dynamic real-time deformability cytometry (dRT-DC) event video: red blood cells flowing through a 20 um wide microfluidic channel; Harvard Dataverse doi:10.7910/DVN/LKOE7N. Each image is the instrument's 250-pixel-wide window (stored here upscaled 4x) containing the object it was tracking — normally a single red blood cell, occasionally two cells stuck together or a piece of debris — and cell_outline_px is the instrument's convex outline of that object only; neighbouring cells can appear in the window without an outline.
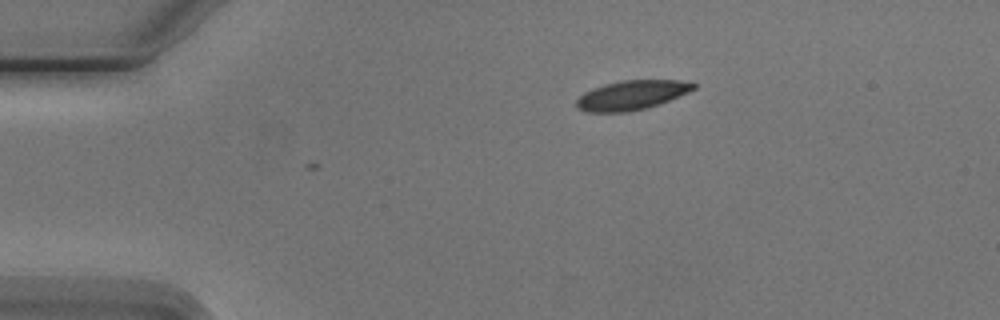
{"species": "Egyptian fruit bat (a non-hibernating species)", "species_latin": "Rousettus aegyptiacus", "temperature_condition": "cold", "stored_images_in_passage": 7, "camera_frame_rate_fps": 3000, "um_per_image_px": 0.085, "animal": {"sex": "male"}, "frame": {"image": 1, "passage_image": 1, "time_ms": 0.0, "image_size_px": [1000, 320], "cell_outline_px": [[696, 88], [688, 92], [660, 104], [628, 112], [584, 112], [576, 108], [576, 100], [584, 92], [592, 88], [604, 84], [624, 80], [680, 80], [696, 84]], "centroid_in_image_um": [53.66, 8.09], "position_along_channel_um": 31.3, "area_um2": 20.06}}
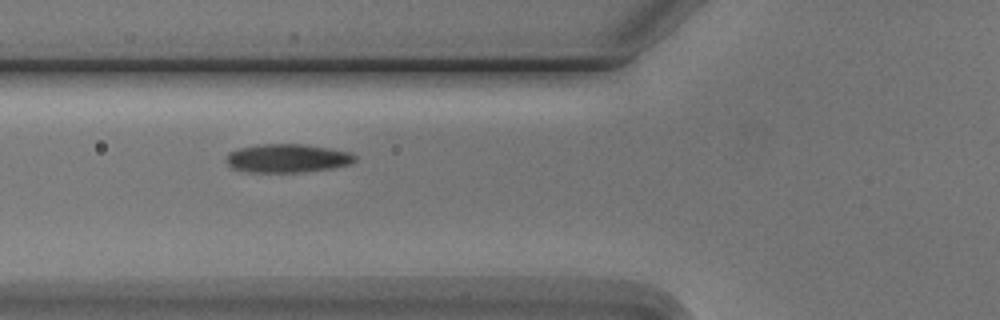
{"frame": {"image": 2, "passage_image": 4, "time_ms": 3.333, "image_size_px": [1000, 320], "cell_outline_px": [[356, 160], [352, 164], [332, 168], [300, 172], [248, 172], [232, 168], [224, 160], [228, 152], [240, 148], [260, 144], [304, 144], [352, 152], [356, 156]], "centroid_in_image_um": [24.43, 13.45], "position_along_channel_um": 101.4, "area_um2": 21.56}}
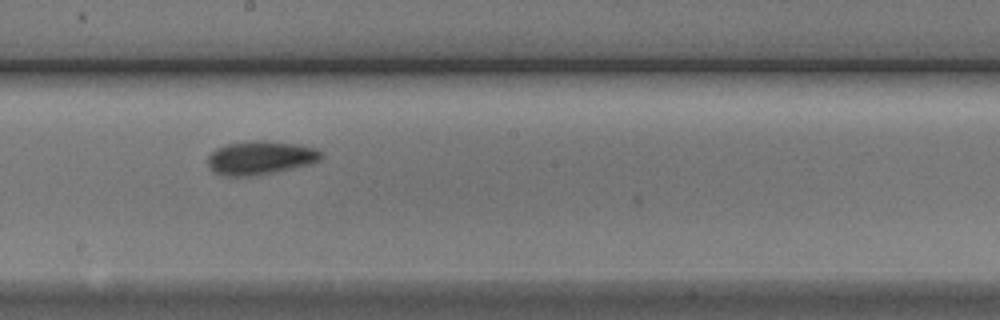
{"frame": {"image": 3, "passage_image": 7, "time_ms": 6.667, "image_size_px": [1000, 320], "cell_outline_px": [[324, 156], [320, 160], [312, 164], [272, 172], [248, 176], [224, 176], [212, 172], [208, 164], [208, 156], [216, 148], [224, 144], [252, 140], [264, 140], [296, 144], [316, 148], [324, 152]], "centroid_in_image_um": [22.14, 13.4], "position_along_channel_um": 226.1, "area_um2": 22.43}}